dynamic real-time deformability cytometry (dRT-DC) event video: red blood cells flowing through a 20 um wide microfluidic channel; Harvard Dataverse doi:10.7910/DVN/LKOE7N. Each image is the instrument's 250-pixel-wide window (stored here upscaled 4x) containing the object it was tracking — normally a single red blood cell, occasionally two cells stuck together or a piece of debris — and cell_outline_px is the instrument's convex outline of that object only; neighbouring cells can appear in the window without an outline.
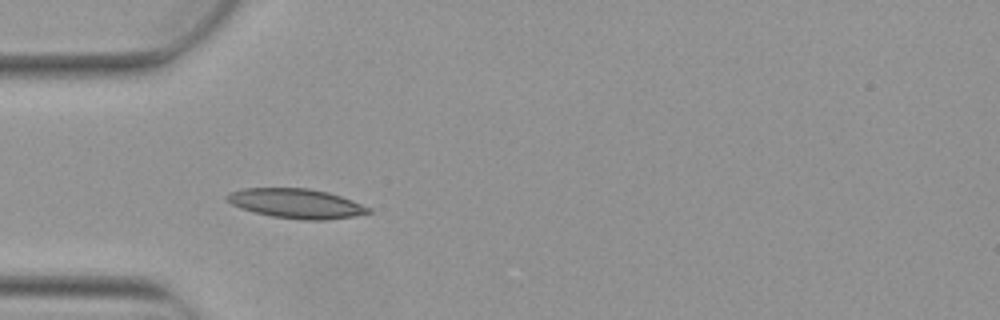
{"species": "Egyptian fruit bat (a non-hibernating species)", "species_latin": "Rousettus aegyptiacus", "temperature_condition": "warm", "stored_images_in_passage": 7, "camera_frame_rate_fps": 3000, "um_per_image_px": 0.085, "animal": {"sex": "female"}, "frame": {"image": 1, "passage_image": 4, "time_ms": 1.0, "image_size_px": [1000, 320], "cell_outline_px": [[372, 212], [352, 216], [328, 220], [304, 220], [272, 216], [240, 208], [232, 204], [224, 196], [232, 192], [244, 188], [308, 188], [328, 192], [352, 200], [372, 208]], "centroid_in_image_um": [25.21, 17.29], "position_along_channel_um": 59.8, "area_um2": 24.22}}
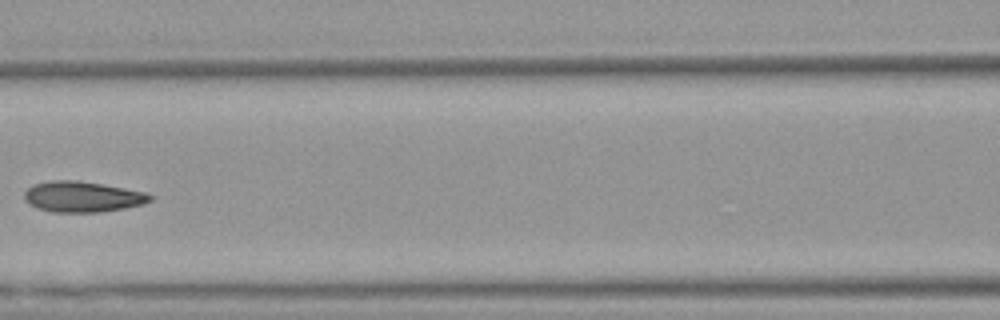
{"frame": {"image": 2, "passage_image": 6, "time_ms": 1.667, "image_size_px": [1000, 320], "cell_outline_px": [[152, 200], [144, 204], [124, 208], [100, 212], [52, 212], [28, 204], [24, 200], [24, 192], [32, 184], [48, 180], [76, 180], [124, 188], [144, 192], [152, 196]], "centroid_in_image_um": [6.97, 16.72], "position_along_channel_um": 159.6, "area_um2": 22.48}}
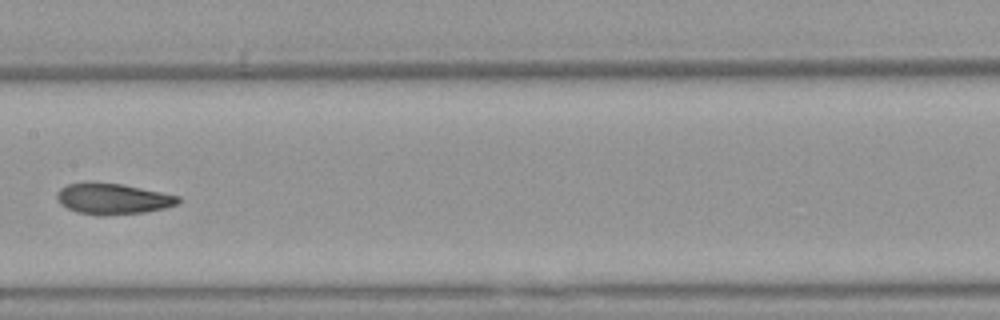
{"frame": {"image": 3, "passage_image": 7, "time_ms": 2.0, "image_size_px": [1000, 320], "cell_outline_px": [[180, 200], [176, 204], [164, 208], [144, 212], [100, 216], [96, 216], [76, 212], [60, 204], [56, 200], [56, 192], [60, 188], [68, 184], [120, 184], [180, 196]], "centroid_in_image_um": [9.55, 16.93], "position_along_channel_um": 197.8, "area_um2": 21.39}}